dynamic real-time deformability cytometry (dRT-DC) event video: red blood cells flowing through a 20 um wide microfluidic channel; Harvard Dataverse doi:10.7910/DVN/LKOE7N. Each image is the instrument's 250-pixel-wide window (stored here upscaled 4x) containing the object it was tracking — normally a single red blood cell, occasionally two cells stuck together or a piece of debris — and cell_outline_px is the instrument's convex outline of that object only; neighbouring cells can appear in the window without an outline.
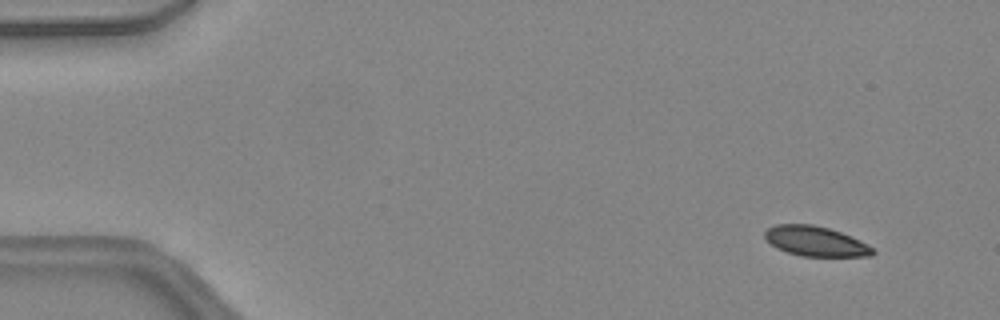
{"species": "common noctule bat (a hibernating species)", "species_latin": "Nyctalus noctula", "temperature_condition": "warm", "stored_images_in_passage": 48, "camera_frame_rate_fps": 3000, "um_per_image_px": 0.085, "animal": {"sex": "female", "body_mass_g": 24.6, "forearm_length_mm": 56.2}, "frame": {"image": 1, "passage_image": 5, "time_ms": 1.333, "image_size_px": [1000, 320], "cell_outline_px": [[876, 252], [872, 256], [800, 256], [776, 248], [764, 240], [764, 232], [768, 228], [776, 224], [812, 224], [828, 228], [852, 236], [868, 244]], "centroid_in_image_um": [69.3, 20.5], "position_along_channel_um": 15.7, "area_um2": 18.96}}
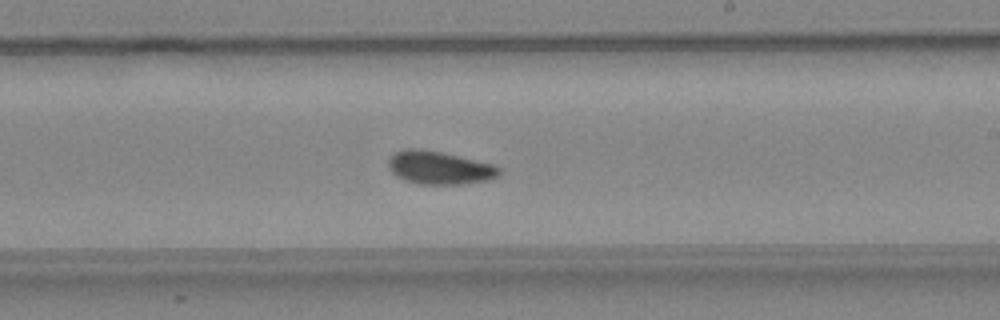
{"frame": {"image": 2, "passage_image": 29, "time_ms": 9.333, "image_size_px": [1000, 320], "cell_outline_px": [[500, 176], [488, 180], [464, 184], [416, 184], [404, 180], [396, 176], [388, 168], [388, 160], [396, 152], [404, 148], [416, 148], [440, 152], [492, 164], [500, 168]], "centroid_in_image_um": [37.33, 14.27], "position_along_channel_um": 251.7, "area_um2": 21.33}}
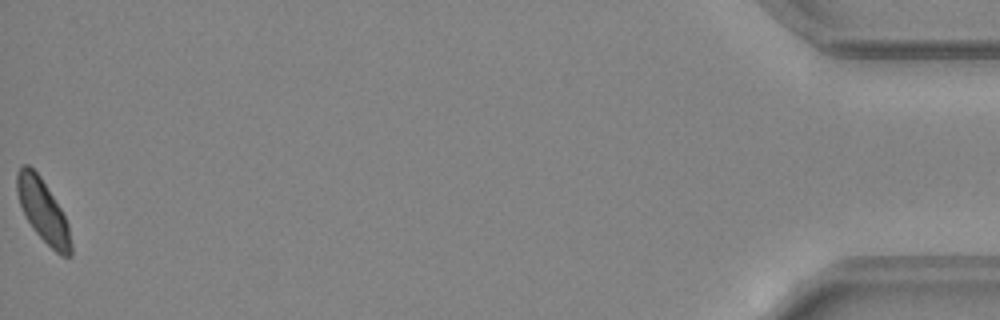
{"frame": {"image": 3, "passage_image": 48, "time_ms": 15.667, "image_size_px": [1000, 320], "cell_outline_px": [[72, 256], [60, 256], [32, 228], [20, 204], [16, 192], [16, 172], [24, 164], [28, 164], [40, 176], [60, 208], [68, 224], [72, 244]], "centroid_in_image_um": [3.65, 17.92], "position_along_channel_um": 431.5, "area_um2": 19.42}, "authors_computed_cell_mechanics": {"area_um2": 20.4034, "velocity_mm_per_s": 4.4271, "shape_relaxation_time_tau1_ms": 7.2743, "shape_relaxation_time_tau2_ms": 10.3873, "deformation_change_tau1": 0.1275, "deformation_change_tau2": 0.147}}